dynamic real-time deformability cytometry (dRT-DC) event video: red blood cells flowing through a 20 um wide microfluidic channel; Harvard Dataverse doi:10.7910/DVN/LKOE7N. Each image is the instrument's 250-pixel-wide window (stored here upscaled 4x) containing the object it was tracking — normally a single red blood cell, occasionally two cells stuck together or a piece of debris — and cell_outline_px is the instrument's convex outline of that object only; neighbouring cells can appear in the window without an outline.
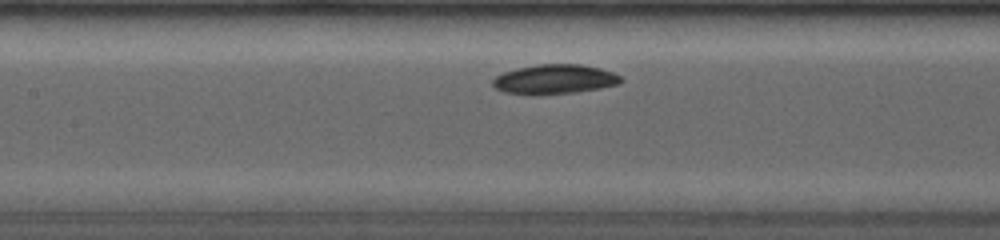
{"species": "common noctule bat (a hibernating species)", "species_latin": "Nyctalus noctula", "temperature_condition": "room temperature", "stored_images_in_passage": 38, "segment_of_instrument_passage": [1, 2], "camera_frame_rate_fps": 4000, "um_per_image_px": 0.085, "animal": {"sex": "female", "body_mass_g": 19.0, "forearm_length_mm": 53.3}, "frame": {"image": 1, "passage_image": 10, "time_ms": 3.25, "image_size_px": [1000, 240], "cell_outline_px": [[624, 80], [620, 84], [600, 88], [576, 92], [536, 96], [504, 92], [496, 88], [492, 84], [492, 80], [496, 76], [504, 72], [516, 68], [536, 64], [580, 64], [600, 68], [612, 72], [620, 76]], "centroid_in_image_um": [47.13, 6.75], "position_along_channel_um": 160.3, "area_um2": 22.37}}
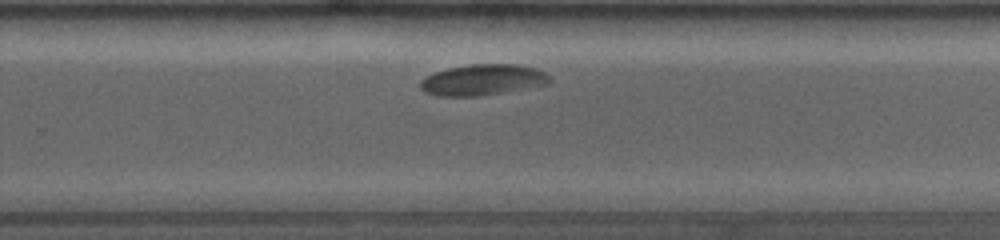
{"frame": {"image": 2, "passage_image": 27, "time_ms": 6.75, "image_size_px": [1000, 240], "cell_outline_px": [[552, 80], [548, 84], [476, 96], [440, 96], [424, 92], [420, 88], [420, 80], [424, 76], [448, 68], [468, 64], [516, 64], [536, 68], [544, 72]], "centroid_in_image_um": [40.99, 6.77], "position_along_channel_um": 288.8, "area_um2": 23.18}}
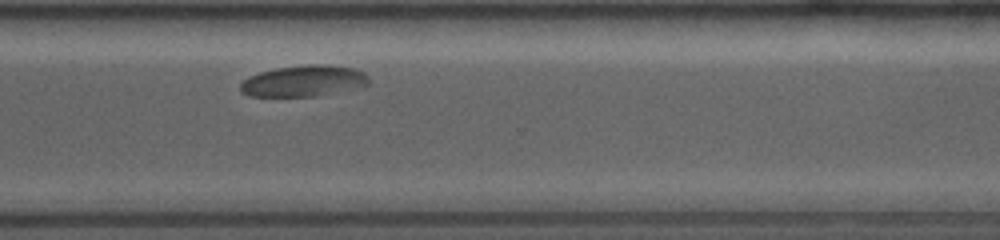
{"frame": {"image": 3, "passage_image": 31, "time_ms": 8.25, "image_size_px": [1000, 240], "cell_outline_px": [[368, 84], [364, 88], [312, 96], [248, 96], [240, 92], [240, 84], [248, 76], [260, 72], [276, 68], [304, 64], [332, 64], [356, 68], [364, 72], [368, 76]], "centroid_in_image_um": [25.86, 6.87], "position_along_channel_um": 344.7, "area_um2": 23.81}}